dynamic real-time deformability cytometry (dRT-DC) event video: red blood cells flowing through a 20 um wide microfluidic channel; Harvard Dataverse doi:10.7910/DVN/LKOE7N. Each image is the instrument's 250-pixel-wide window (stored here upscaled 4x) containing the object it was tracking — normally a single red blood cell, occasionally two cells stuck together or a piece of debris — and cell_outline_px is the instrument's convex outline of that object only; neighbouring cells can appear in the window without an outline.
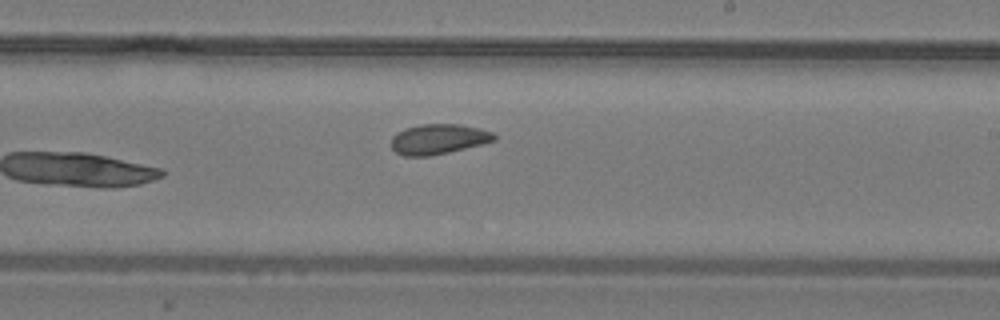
{"species": "common noctule bat (a hibernating species)", "species_latin": "Nyctalus noctula", "temperature_condition": "warm", "stored_images_in_passage": 19, "camera_frame_rate_fps": 3000, "um_per_image_px": 0.085, "animal": {"sex": "male", "body_mass_g": 19.2, "forearm_length_mm": 51.8}, "frame": {"image": 1, "passage_image": 19, "time_ms": 6.0, "image_size_px": [1000, 320], "cell_outline_px": [[496, 140], [448, 152], [428, 156], [404, 156], [396, 152], [392, 148], [392, 136], [396, 132], [404, 128], [420, 124], [460, 124], [480, 128], [492, 132], [496, 136]], "centroid_in_image_um": [37.24, 11.81], "position_along_channel_um": 251.8, "area_um2": 18.03}}